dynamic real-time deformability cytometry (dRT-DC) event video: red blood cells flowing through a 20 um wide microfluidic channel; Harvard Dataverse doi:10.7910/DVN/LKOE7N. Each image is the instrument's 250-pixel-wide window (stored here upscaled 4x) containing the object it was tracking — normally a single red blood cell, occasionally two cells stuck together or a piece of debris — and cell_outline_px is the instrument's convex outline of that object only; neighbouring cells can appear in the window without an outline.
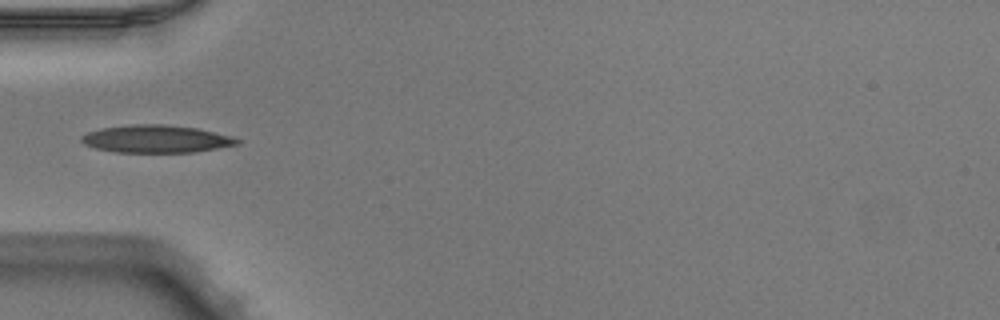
{"species": "Egyptian fruit bat (a non-hibernating species)", "species_latin": "Rousettus aegyptiacus", "temperature_condition": "warm", "stored_images_in_passage": 34, "camera_frame_rate_fps": 3000, "um_per_image_px": 0.085, "animal": {"sex": "male"}, "frame": {"image": 1, "passage_image": 1, "time_ms": 0.0, "image_size_px": [1000, 320], "cell_outline_px": [[244, 140], [240, 144], [196, 152], [116, 152], [96, 148], [84, 144], [80, 140], [80, 136], [88, 132], [100, 128], [132, 124], [164, 124], [196, 128], [232, 136]], "centroid_in_image_um": [13.3, 11.8], "position_along_channel_um": 71.7, "area_um2": 25.2}}
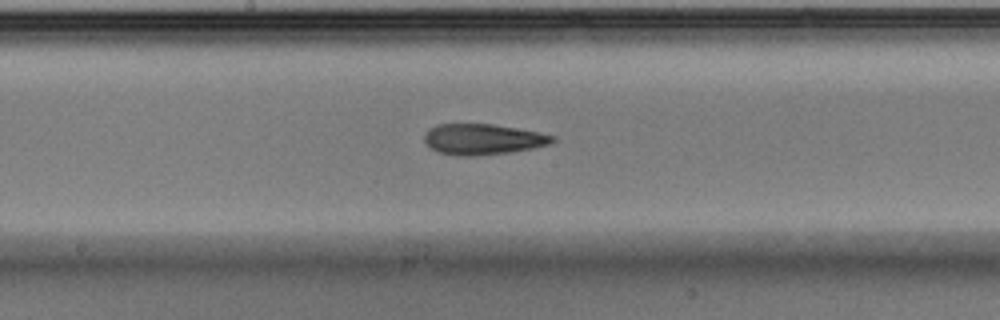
{"frame": {"image": 2, "passage_image": 11, "time_ms": 3.333, "image_size_px": [1000, 320], "cell_outline_px": [[556, 140], [548, 144], [532, 148], [508, 152], [472, 156], [456, 156], [436, 152], [428, 148], [424, 140], [424, 136], [428, 128], [436, 124], [492, 124], [540, 132], [556, 136]], "centroid_in_image_um": [40.98, 11.84], "position_along_channel_um": 207.2, "area_um2": 23.12}}
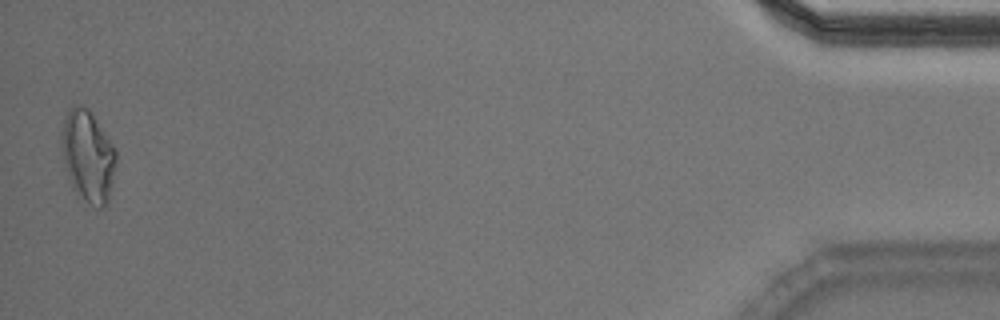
{"frame": {"image": 3, "passage_image": 34, "time_ms": 11.0, "image_size_px": [1000, 320], "cell_outline_px": [[116, 164], [112, 184], [108, 200], [104, 208], [96, 208], [84, 200], [72, 188], [64, 168], [60, 148], [60, 132], [68, 108], [80, 104], [88, 108], [92, 112], [116, 148]], "centroid_in_image_um": [7.45, 13.25], "position_along_channel_um": 427.8, "area_um2": 29.88}, "authors_computed_cell_mechanics": {"area_um2": 23.2356, "velocity_mm_per_s": 4.0285, "shape_relaxation_time_tau1_ms": null, "shape_relaxation_time_tau2_ms": 3.3996, "deformation_change_tau1": null, "deformation_change_tau2": 0.115}}